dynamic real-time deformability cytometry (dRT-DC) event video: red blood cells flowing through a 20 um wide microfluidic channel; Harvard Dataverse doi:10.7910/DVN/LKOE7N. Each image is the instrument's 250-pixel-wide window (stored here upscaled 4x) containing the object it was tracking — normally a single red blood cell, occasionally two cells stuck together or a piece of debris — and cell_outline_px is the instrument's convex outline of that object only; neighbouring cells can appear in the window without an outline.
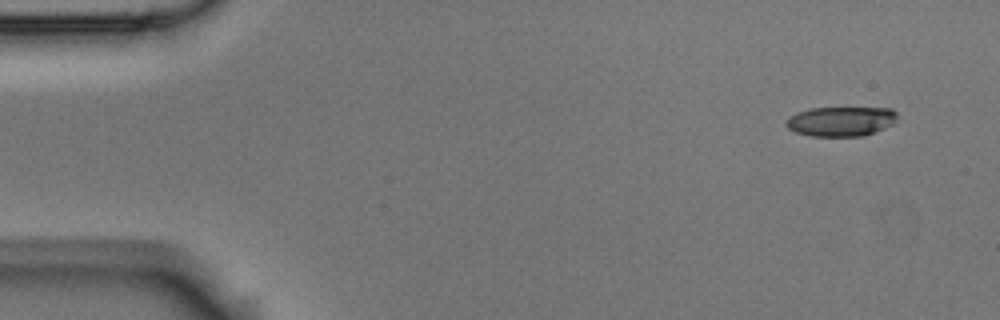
{"species": "Egyptian fruit bat (a non-hibernating species)", "species_latin": "Rousettus aegyptiacus", "temperature_condition": "room temperature", "stored_images_in_passage": 6, "camera_frame_rate_fps": 3000, "um_per_image_px": 0.085, "animal": {"sex": "male"}, "frame": {"image": 1, "passage_image": 1, "time_ms": 0.0, "image_size_px": [1000, 320], "cell_outline_px": [[896, 116], [892, 124], [884, 128], [864, 136], [812, 136], [796, 132], [788, 128], [784, 124], [784, 120], [788, 116], [796, 112], [812, 108], [892, 108], [896, 112]], "centroid_in_image_um": [71.42, 10.31], "position_along_channel_um": 13.6, "area_um2": 19.25}}
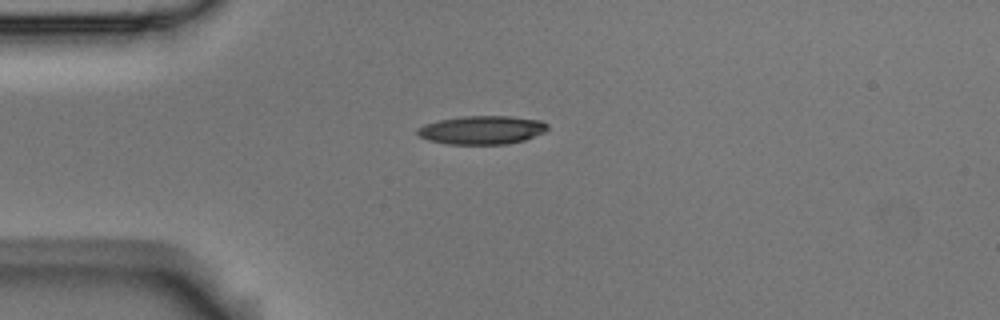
{"frame": {"image": 2, "passage_image": 4, "time_ms": 1.0, "image_size_px": [1000, 320], "cell_outline_px": [[548, 128], [544, 132], [524, 140], [508, 144], [448, 144], [428, 140], [420, 136], [416, 132], [416, 128], [424, 124], [440, 120], [464, 116], [512, 116], [544, 120], [548, 124]], "centroid_in_image_um": [40.99, 11.04], "position_along_channel_um": 44.0, "area_um2": 21.73}}
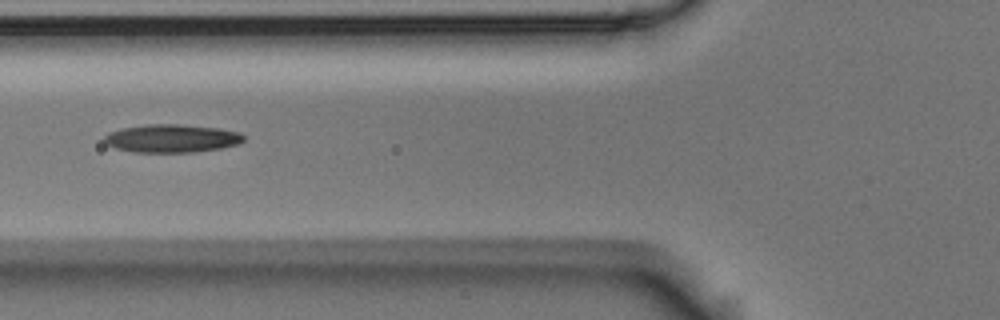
{"frame": {"image": 3, "passage_image": 6, "time_ms": 1.667, "image_size_px": [1000, 320], "cell_outline_px": [[244, 140], [240, 144], [220, 148], [196, 152], [132, 152], [116, 148], [108, 144], [104, 140], [104, 136], [108, 132], [120, 128], [144, 124], [180, 124], [220, 128], [240, 132], [244, 136]], "centroid_in_image_um": [14.61, 11.75], "position_along_channel_um": 111.2, "area_um2": 23.06}}